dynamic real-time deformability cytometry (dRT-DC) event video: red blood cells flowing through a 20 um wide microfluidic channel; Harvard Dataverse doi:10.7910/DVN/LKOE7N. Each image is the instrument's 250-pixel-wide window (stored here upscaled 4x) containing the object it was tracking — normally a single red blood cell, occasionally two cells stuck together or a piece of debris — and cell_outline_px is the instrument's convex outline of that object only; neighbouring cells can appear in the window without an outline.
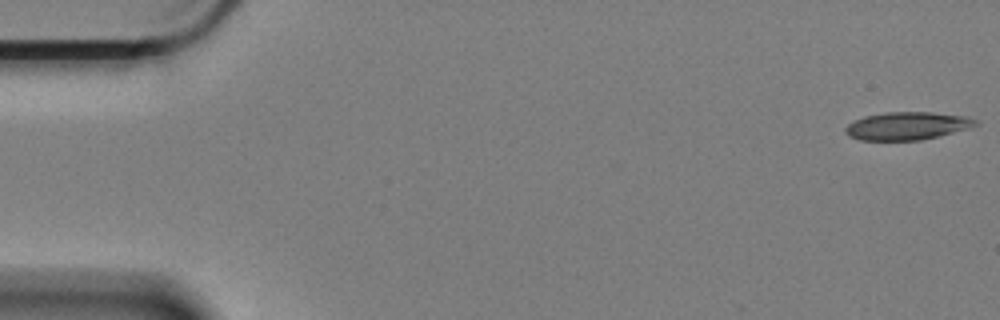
{"species": "Egyptian fruit bat (a non-hibernating species)", "species_latin": "Rousettus aegyptiacus", "temperature_condition": "cold", "stored_images_in_passage": 36, "camera_frame_rate_fps": 3000, "um_per_image_px": 0.085, "animal": {"sex": "female"}, "frame": {"image": 1, "passage_image": 1, "time_ms": 0.0, "image_size_px": [1000, 320], "cell_outline_px": [[980, 124], [968, 128], [920, 140], [860, 140], [848, 136], [844, 132], [844, 128], [848, 124], [864, 116], [884, 112], [932, 112], [964, 116], [976, 120]], "centroid_in_image_um": [77.06, 10.69], "position_along_channel_um": 7.9, "area_um2": 20.98}}
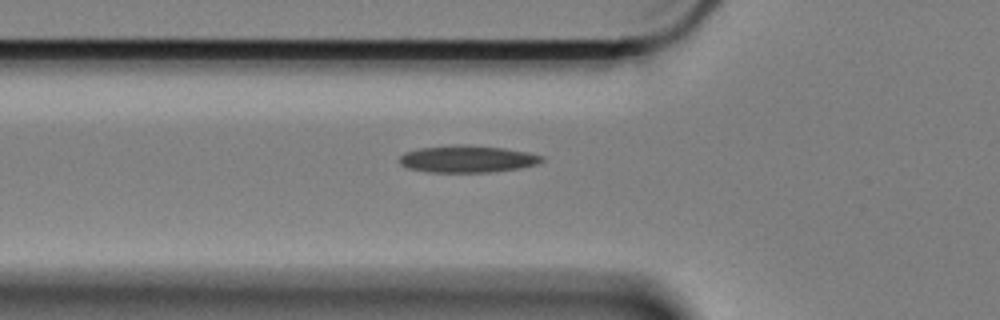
{"frame": {"image": 2, "passage_image": 20, "time_ms": 6.333, "image_size_px": [1000, 320], "cell_outline_px": [[544, 160], [536, 164], [520, 168], [488, 172], [428, 172], [408, 168], [400, 164], [400, 156], [404, 152], [420, 148], [460, 144], [468, 144], [504, 148], [528, 152], [544, 156]], "centroid_in_image_um": [39.73, 13.5], "position_along_channel_um": 86.1, "area_um2": 22.48}}
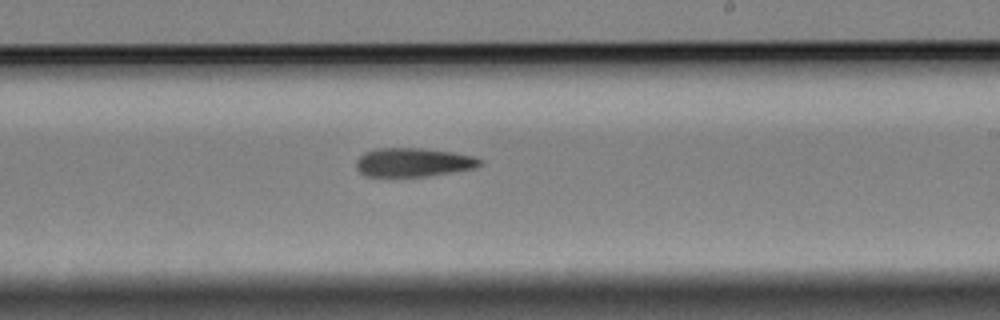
{"frame": {"image": 3, "passage_image": 35, "time_ms": 11.333, "image_size_px": [1000, 320], "cell_outline_px": [[484, 164], [476, 168], [428, 176], [364, 176], [356, 168], [356, 160], [364, 152], [376, 148], [420, 148], [452, 152], [476, 156], [484, 160]], "centroid_in_image_um": [35.17, 13.79], "position_along_channel_um": 253.8, "area_um2": 20.98}}